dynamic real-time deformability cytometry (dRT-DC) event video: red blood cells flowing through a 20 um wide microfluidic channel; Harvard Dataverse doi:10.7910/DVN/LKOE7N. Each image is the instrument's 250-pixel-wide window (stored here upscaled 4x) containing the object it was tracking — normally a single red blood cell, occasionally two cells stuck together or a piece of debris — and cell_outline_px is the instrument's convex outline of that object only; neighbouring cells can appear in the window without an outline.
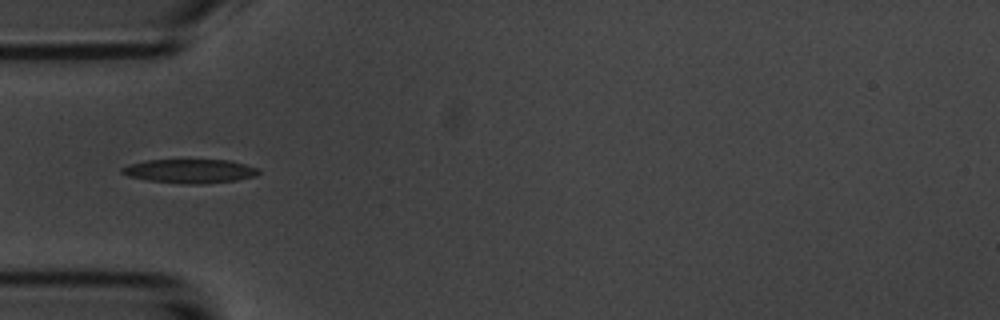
{"species": "common noctule bat (a hibernating species)", "species_latin": "Nyctalus noctula", "temperature_condition": "room temperature", "stored_images_in_passage": 8, "camera_frame_rate_fps": 3000, "um_per_image_px": 0.085, "animal": {"sex": "male", "body_mass_g": 20.1, "forearm_length_mm": 53.5}, "frame": {"image": 1, "passage_image": 3, "time_ms": 2.333, "image_size_px": [1000, 320], "cell_outline_px": [[260, 172], [256, 176], [236, 180], [200, 184], [184, 184], [148, 180], [128, 176], [120, 172], [120, 168], [128, 164], [148, 160], [228, 160], [244, 164], [256, 168]], "centroid_in_image_um": [16.1, 14.54], "position_along_channel_um": 68.9, "area_um2": 18.96}}
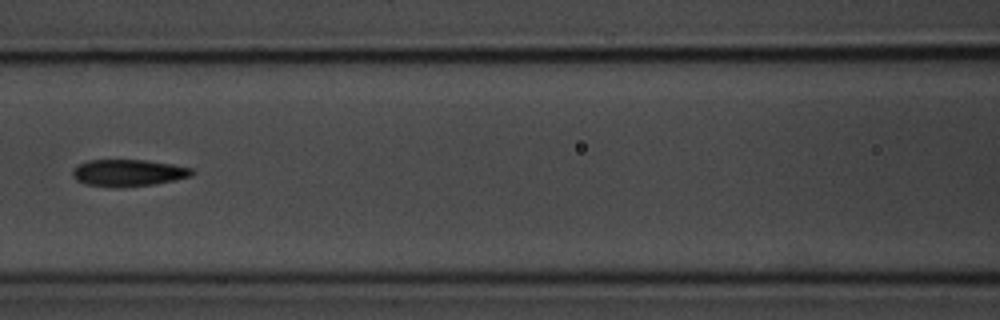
{"frame": {"image": 2, "passage_image": 5, "time_ms": 4.667, "image_size_px": [1000, 320], "cell_outline_px": [[196, 172], [192, 176], [176, 180], [152, 184], [112, 188], [84, 184], [76, 180], [72, 176], [72, 168], [88, 160], [144, 160], [172, 164], [192, 168]], "centroid_in_image_um": [10.89, 14.7], "position_along_channel_um": 155.7, "area_um2": 18.84}}
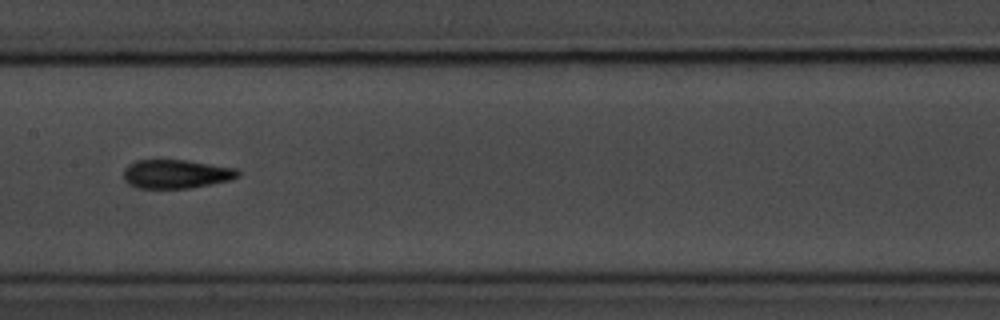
{"frame": {"image": 3, "passage_image": 6, "time_ms": 5.667, "image_size_px": [1000, 320], "cell_outline_px": [[240, 176], [232, 180], [192, 188], [136, 188], [128, 184], [124, 180], [124, 168], [128, 164], [136, 160], [188, 160], [236, 168], [240, 172]], "centroid_in_image_um": [14.98, 14.79], "position_along_channel_um": 192.4, "area_um2": 19.48}}